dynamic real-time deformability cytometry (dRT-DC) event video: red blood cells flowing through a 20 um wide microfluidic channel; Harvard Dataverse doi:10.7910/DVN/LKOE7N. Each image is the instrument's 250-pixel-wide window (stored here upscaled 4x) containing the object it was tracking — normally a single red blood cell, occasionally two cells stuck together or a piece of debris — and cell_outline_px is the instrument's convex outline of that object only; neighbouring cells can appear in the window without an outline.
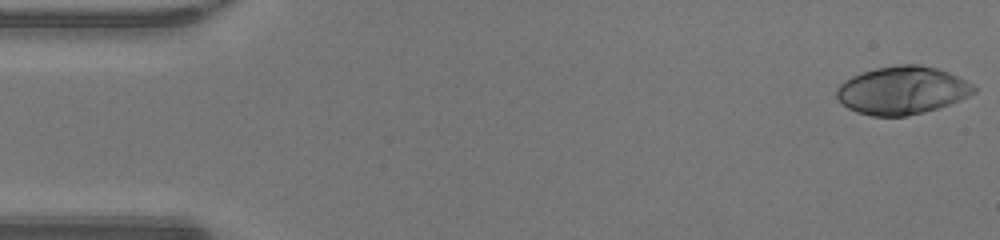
{"species": "human", "species_latin": "Homo sapiens", "temperature_condition": "warm", "stored_images_in_passage": 48, "camera_frame_rate_fps": 3000, "um_per_image_px": 0.085, "donor": {"sex": "male"}, "frame": {"image": 1, "passage_image": 1, "time_ms": 0.0, "image_size_px": [1000, 240], "cell_outline_px": [[976, 92], [960, 100], [924, 112], [904, 116], [872, 116], [856, 112], [840, 104], [836, 96], [836, 88], [844, 80], [852, 76], [876, 68], [900, 64], [920, 64], [936, 68], [948, 72], [972, 84], [976, 88]], "centroid_in_image_um": [76.64, 7.68], "position_along_channel_um": 8.4, "area_um2": 38.26}}
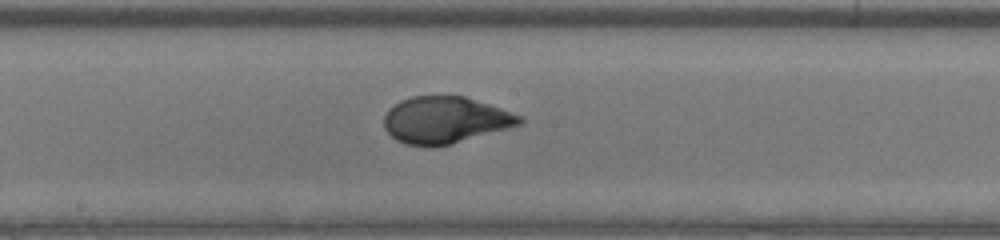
{"frame": {"image": 2, "passage_image": 25, "time_ms": 8.0, "image_size_px": [1000, 240], "cell_outline_px": [[524, 120], [520, 124], [452, 144], [432, 148], [428, 148], [404, 144], [396, 140], [384, 128], [384, 116], [388, 108], [400, 100], [412, 96], [464, 96], [524, 116]], "centroid_in_image_um": [37.8, 10.22], "position_along_channel_um": 210.4, "area_um2": 37.11}}
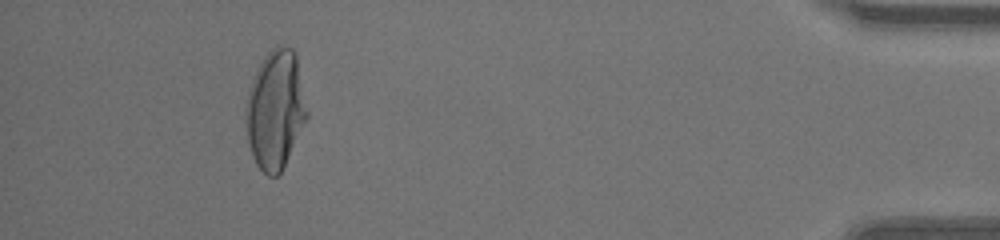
{"frame": {"image": 3, "passage_image": 44, "time_ms": 14.333, "image_size_px": [1000, 240], "cell_outline_px": [[308, 116], [280, 172], [276, 176], [268, 176], [256, 164], [252, 156], [248, 140], [244, 108], [248, 92], [256, 68], [264, 56], [276, 44], [284, 44], [292, 48], [296, 52], [308, 112]], "centroid_in_image_um": [23.39, 9.25], "position_along_channel_um": 411.8, "area_um2": 42.37}, "authors_computed_cell_mechanics": {"area_um2": 37.6567, "velocity_mm_per_s": 4.2722, "shape_relaxation_time_tau1_ms": 4.308, "shape_relaxation_time_tau2_ms": null, "deformation_change_tau1": 0.2503, "deformation_change_tau2": null}}